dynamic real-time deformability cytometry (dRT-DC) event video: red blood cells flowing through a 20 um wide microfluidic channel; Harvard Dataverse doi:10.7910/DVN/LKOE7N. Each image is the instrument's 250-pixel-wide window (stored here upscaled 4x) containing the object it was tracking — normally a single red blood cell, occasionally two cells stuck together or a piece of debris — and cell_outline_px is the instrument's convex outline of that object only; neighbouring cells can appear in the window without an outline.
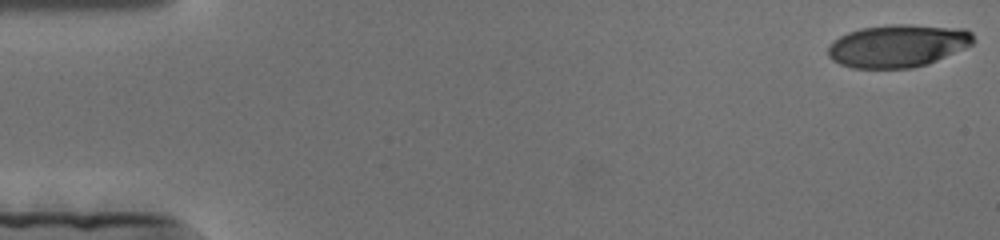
{"species": "human", "species_latin": "Homo sapiens", "temperature_condition": "cold", "stored_images_in_passage": 163, "camera_frame_rate_fps": 3000, "um_per_image_px": 0.085, "donor": {"sex": "female"}, "frame": {"image": 1, "passage_image": 1, "time_ms": 0.0, "image_size_px": [1000, 240], "cell_outline_px": [[976, 40], [972, 44], [964, 48], [928, 64], [912, 68], [852, 68], [840, 64], [832, 60], [828, 56], [828, 48], [832, 40], [848, 32], [860, 28], [888, 24], [908, 24], [964, 28], [972, 32]], "centroid_in_image_um": [76.31, 3.88], "position_along_channel_um": 8.7, "area_um2": 36.47}}
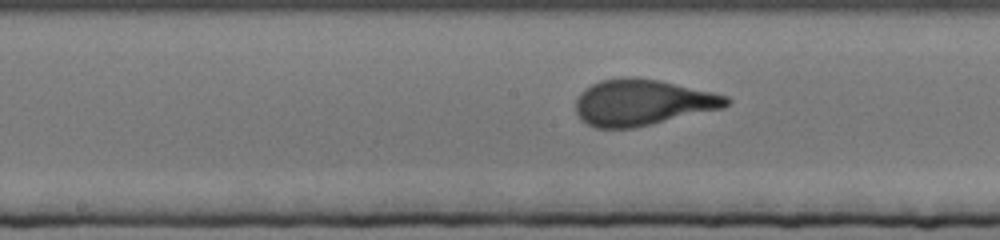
{"frame": {"image": 2, "passage_image": 82, "time_ms": 27.0, "image_size_px": [1000, 240], "cell_outline_px": [[732, 100], [724, 108], [636, 128], [596, 128], [580, 120], [576, 112], [576, 100], [580, 92], [584, 88], [600, 80], [632, 76], [660, 80], [712, 92], [728, 96]], "centroid_in_image_um": [54.6, 8.71], "position_along_channel_um": 193.6, "area_um2": 40.81}}
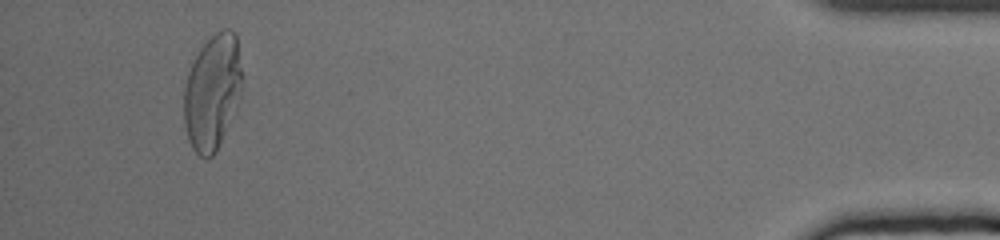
{"frame": {"image": 3, "passage_image": 153, "time_ms": 50.667, "image_size_px": [1000, 240], "cell_outline_px": [[240, 100], [216, 152], [212, 156], [200, 156], [192, 148], [188, 140], [184, 124], [184, 84], [192, 52], [220, 28], [228, 28], [236, 32], [240, 68]], "centroid_in_image_um": [18.0, 7.75], "position_along_channel_um": 417.2, "area_um2": 39.77}}